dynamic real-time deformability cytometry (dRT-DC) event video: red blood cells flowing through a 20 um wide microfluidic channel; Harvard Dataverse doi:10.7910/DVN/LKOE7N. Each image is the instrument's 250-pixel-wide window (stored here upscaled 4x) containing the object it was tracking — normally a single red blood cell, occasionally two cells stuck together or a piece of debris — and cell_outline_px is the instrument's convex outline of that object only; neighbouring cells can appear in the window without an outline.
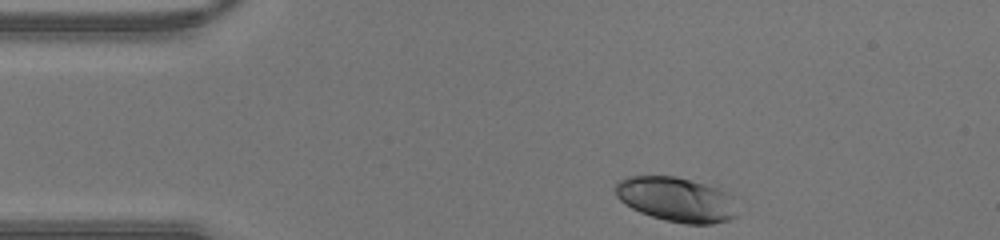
{"species": "human", "species_latin": "Homo sapiens", "temperature_condition": "warm", "stored_images_in_passage": 31, "camera_frame_rate_fps": 3000, "um_per_image_px": 0.085, "donor": {"sex": "male"}, "frame": {"image": 1, "passage_image": 1, "time_ms": 0.0, "image_size_px": [1000, 240], "cell_outline_px": [[736, 216], [728, 220], [712, 224], [688, 224], [664, 220], [640, 212], [624, 204], [616, 196], [616, 180], [628, 176], [676, 176], [720, 184], [732, 196]], "centroid_in_image_um": [57.53, 16.91], "position_along_channel_um": 27.5, "area_um2": 32.54}}
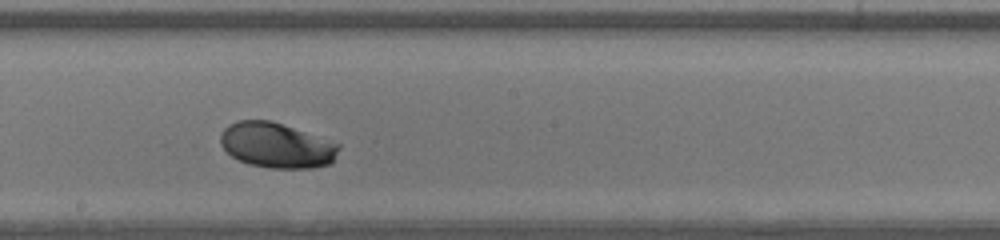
{"frame": {"image": 2, "passage_image": 18, "time_ms": 5.667, "image_size_px": [1000, 240], "cell_outline_px": [[340, 148], [332, 160], [328, 164], [312, 168], [268, 168], [248, 164], [232, 156], [220, 144], [220, 136], [224, 128], [228, 124], [236, 120], [272, 120], [340, 144]], "centroid_in_image_um": [23.48, 12.34], "position_along_channel_um": 224.7, "area_um2": 31.1}}
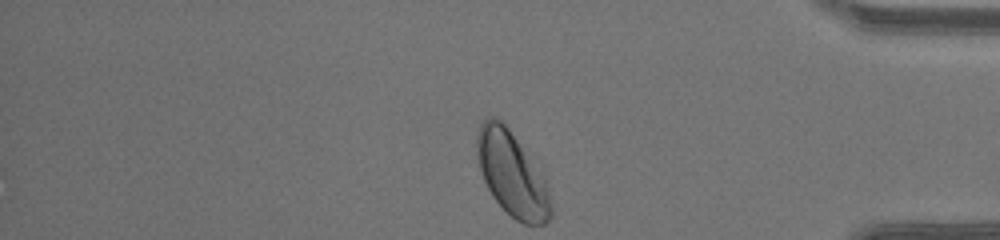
{"frame": {"image": 3, "passage_image": 31, "time_ms": 10.0, "image_size_px": [1000, 240], "cell_outline_px": [[552, 216], [544, 224], [524, 224], [516, 220], [492, 196], [480, 172], [476, 152], [476, 136], [480, 124], [484, 120], [492, 116], [500, 120], [508, 128], [544, 180], [552, 208]], "centroid_in_image_um": [43.47, 14.8], "position_along_channel_um": 391.7, "area_um2": 35.26}}